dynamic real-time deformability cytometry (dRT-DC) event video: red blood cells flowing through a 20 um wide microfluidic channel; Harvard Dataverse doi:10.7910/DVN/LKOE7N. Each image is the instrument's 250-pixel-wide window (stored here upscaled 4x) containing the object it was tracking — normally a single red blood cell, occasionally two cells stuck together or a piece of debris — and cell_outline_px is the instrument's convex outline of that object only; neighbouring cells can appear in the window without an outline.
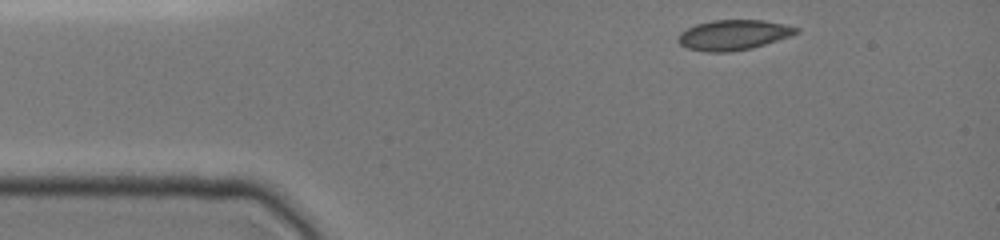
{"species": "common noctule bat (a hibernating species)", "species_latin": "Nyctalus noctula", "temperature_condition": "cold", "stored_images_in_passage": 25, "camera_frame_rate_fps": 3000, "um_per_image_px": 0.085, "animal": {"sex": "female", "body_mass_g": 19.0, "forearm_length_mm": 51.5}, "frame": {"image": 1, "passage_image": 1, "time_ms": 0.0, "image_size_px": [1000, 240], "cell_outline_px": [[800, 32], [752, 48], [728, 52], [708, 52], [688, 48], [680, 44], [676, 40], [676, 36], [680, 32], [696, 24], [712, 20], [764, 20], [784, 24], [800, 28]], "centroid_in_image_um": [62.31, 2.96], "position_along_channel_um": 22.7, "area_um2": 20.69}}
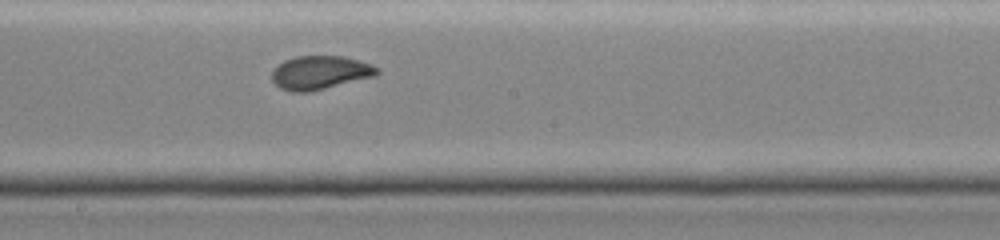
{"frame": {"image": 2, "passage_image": 15, "time_ms": 6.667, "image_size_px": [1000, 240], "cell_outline_px": [[380, 72], [376, 76], [308, 92], [292, 92], [280, 88], [272, 80], [272, 68], [284, 60], [296, 56], [344, 56], [372, 64], [380, 68]], "centroid_in_image_um": [27.21, 6.16], "position_along_channel_um": 221.0, "area_um2": 20.75}}
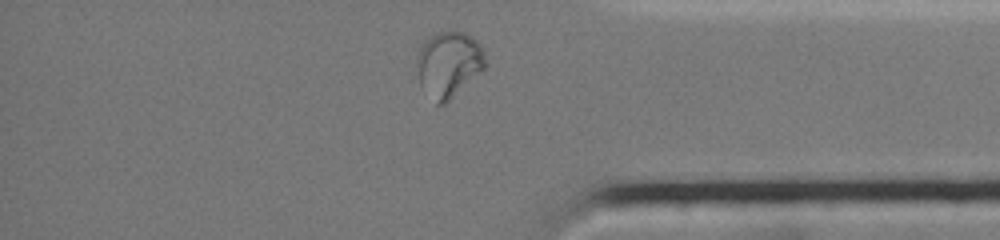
{"frame": {"image": 3, "passage_image": 25, "time_ms": 11.333, "image_size_px": [1000, 240], "cell_outline_px": [[484, 68], [480, 72], [444, 104], [436, 104], [420, 84], [416, 64], [416, 56], [420, 40], [432, 32], [464, 32], [476, 40], [484, 48]], "centroid_in_image_um": [38.07, 5.4], "position_along_channel_um": 397.1, "area_um2": 26.36}}